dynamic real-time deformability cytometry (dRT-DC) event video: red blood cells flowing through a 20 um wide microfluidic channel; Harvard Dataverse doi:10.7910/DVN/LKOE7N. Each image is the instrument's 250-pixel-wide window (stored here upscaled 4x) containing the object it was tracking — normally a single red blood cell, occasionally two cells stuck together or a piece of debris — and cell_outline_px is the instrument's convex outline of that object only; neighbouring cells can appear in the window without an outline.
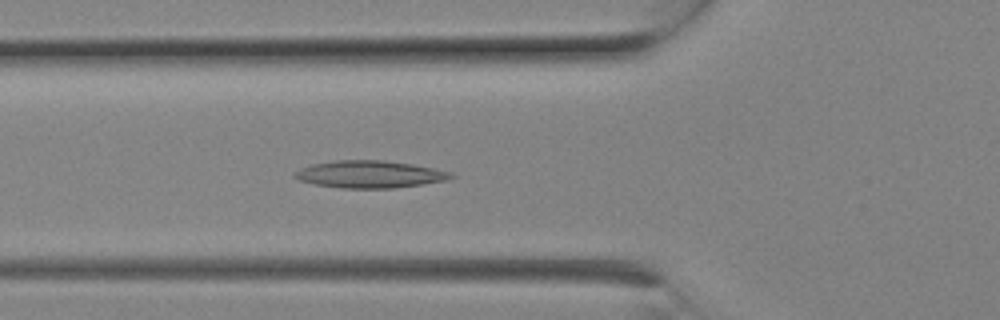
{"species": "Egyptian fruit bat (a non-hibernating species)", "species_latin": "Rousettus aegyptiacus", "temperature_condition": "room temperature", "stored_images_in_passage": 6, "camera_frame_rate_fps": 3000, "um_per_image_px": 0.085, "animal": {"sex": "female"}, "frame": {"image": 1, "passage_image": 6, "time_ms": 1.667, "image_size_px": [1000, 320], "cell_outline_px": [[456, 176], [448, 180], [424, 184], [392, 188], [344, 188], [316, 184], [300, 180], [292, 176], [300, 168], [312, 164], [332, 160], [384, 160], [412, 164], [452, 172]], "centroid_in_image_um": [31.46, 14.81], "position_along_channel_um": 94.3, "area_um2": 24.8}}